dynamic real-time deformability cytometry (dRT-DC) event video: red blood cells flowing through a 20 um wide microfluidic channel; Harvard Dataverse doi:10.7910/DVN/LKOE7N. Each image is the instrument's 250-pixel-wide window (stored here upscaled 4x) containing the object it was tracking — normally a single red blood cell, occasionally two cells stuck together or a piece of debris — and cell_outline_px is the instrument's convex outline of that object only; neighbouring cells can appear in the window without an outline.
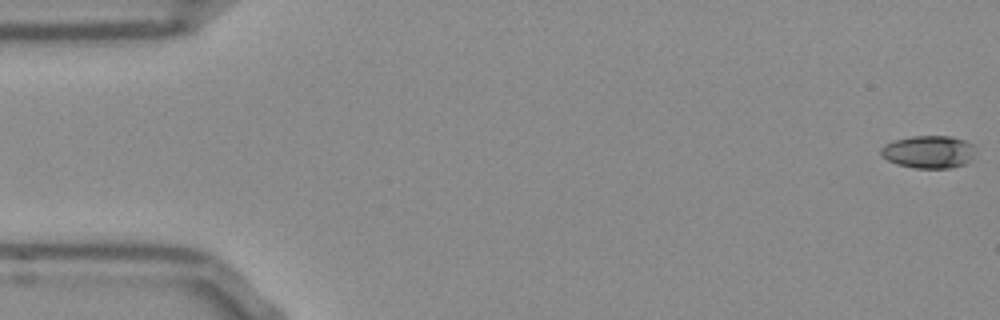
{"species": "Egyptian fruit bat (a non-hibernating species)", "species_latin": "Rousettus aegyptiacus", "temperature_condition": "room temperature", "stored_images_in_passage": 11, "camera_frame_rate_fps": 3000, "um_per_image_px": 0.085, "frame": {"image": 1, "passage_image": 1, "time_ms": 0.0, "image_size_px": [1000, 320], "cell_outline_px": [[976, 144], [972, 160], [964, 164], [952, 168], [916, 168], [896, 164], [880, 156], [880, 148], [884, 144], [892, 140], [912, 136], [952, 136]], "centroid_in_image_um": [78.94, 12.9], "position_along_channel_um": 6.1, "area_um2": 18.38}}